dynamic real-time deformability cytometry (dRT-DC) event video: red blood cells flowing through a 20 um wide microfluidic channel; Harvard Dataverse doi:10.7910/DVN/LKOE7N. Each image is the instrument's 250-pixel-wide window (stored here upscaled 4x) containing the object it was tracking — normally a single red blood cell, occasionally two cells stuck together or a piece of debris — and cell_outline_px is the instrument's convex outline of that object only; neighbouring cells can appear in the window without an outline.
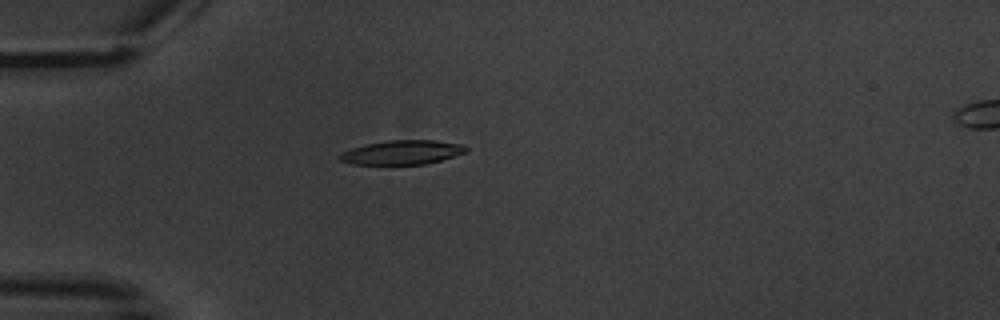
{"species": "common noctule bat (a hibernating species)", "species_latin": "Nyctalus noctula", "temperature_condition": "warm", "stored_images_in_passage": 4, "camera_frame_rate_fps": 3000, "um_per_image_px": 0.085, "animal": {"sex": "male", "body_mass_g": 20.1, "forearm_length_mm": 53.5}, "frame": {"image": 1, "passage_image": 2, "time_ms": 1.333, "image_size_px": [1000, 320], "cell_outline_px": [[468, 152], [428, 164], [352, 164], [340, 160], [336, 156], [340, 152], [364, 144], [388, 140], [436, 140], [464, 144], [468, 148]], "centroid_in_image_um": [34.2, 12.94], "position_along_channel_um": 50.8, "area_um2": 18.09}}